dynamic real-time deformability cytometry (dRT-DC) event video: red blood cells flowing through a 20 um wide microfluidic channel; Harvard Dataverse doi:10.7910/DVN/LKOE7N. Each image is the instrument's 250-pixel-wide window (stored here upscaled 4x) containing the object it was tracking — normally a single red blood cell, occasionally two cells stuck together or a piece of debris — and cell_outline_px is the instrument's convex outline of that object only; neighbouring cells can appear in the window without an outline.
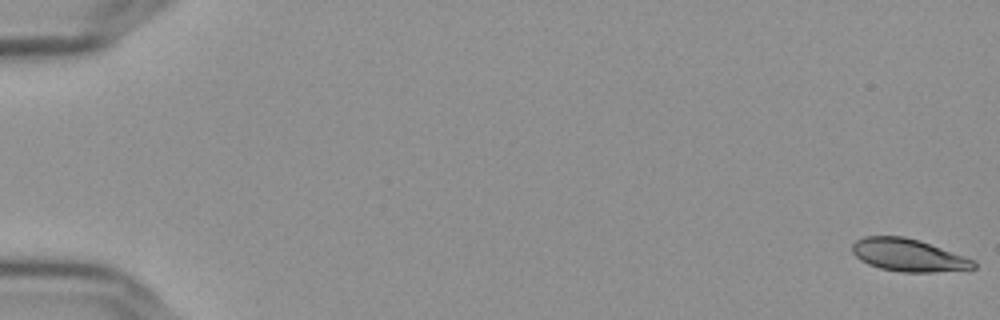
{"species": "Egyptian fruit bat (a non-hibernating species)", "species_latin": "Rousettus aegyptiacus", "temperature_condition": "cold", "stored_images_in_passage": 15, "camera_frame_rate_fps": 3000, "um_per_image_px": 0.085, "frame": {"image": 1, "passage_image": 1, "time_ms": 0.0, "image_size_px": [1000, 320], "cell_outline_px": [[976, 268], [932, 272], [900, 272], [880, 268], [868, 264], [860, 260], [852, 252], [852, 244], [856, 240], [864, 236], [904, 236], [920, 240], [976, 260]], "centroid_in_image_um": [77.21, 21.68], "position_along_channel_um": 7.8, "area_um2": 23.12}}